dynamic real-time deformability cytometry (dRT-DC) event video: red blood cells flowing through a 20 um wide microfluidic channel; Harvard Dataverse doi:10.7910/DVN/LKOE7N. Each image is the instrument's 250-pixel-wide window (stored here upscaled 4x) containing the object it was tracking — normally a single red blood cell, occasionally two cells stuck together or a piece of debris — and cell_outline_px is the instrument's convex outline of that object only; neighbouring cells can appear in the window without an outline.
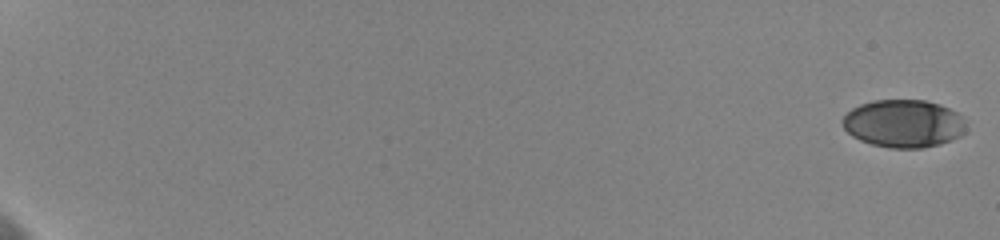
{"species": "human", "species_latin": "Homo sapiens", "temperature_condition": "cold", "stored_images_in_passage": 19, "camera_frame_rate_fps": 3000, "um_per_image_px": 0.085, "donor": {"sex": "female"}, "frame": {"image": 1, "passage_image": 1, "time_ms": 0.0, "image_size_px": [1000, 240], "cell_outline_px": [[964, 132], [960, 136], [940, 144], [924, 148], [888, 148], [872, 144], [860, 140], [852, 136], [844, 128], [844, 116], [852, 108], [860, 104], [876, 100], [924, 100], [940, 104], [956, 112], [964, 120]], "centroid_in_image_um": [76.8, 10.51], "position_along_channel_um": 8.2, "area_um2": 34.22}}
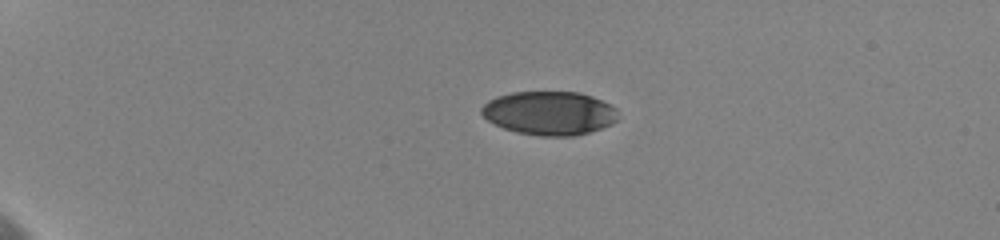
{"frame": {"image": 2, "passage_image": 7, "time_ms": 5.0, "image_size_px": [1000, 240], "cell_outline_px": [[616, 120], [612, 124], [588, 132], [572, 136], [540, 136], [516, 132], [504, 128], [488, 120], [480, 112], [480, 108], [488, 100], [496, 96], [512, 92], [580, 92], [592, 96], [616, 108]], "centroid_in_image_um": [46.66, 9.61], "position_along_channel_um": 38.3, "area_um2": 34.62}}